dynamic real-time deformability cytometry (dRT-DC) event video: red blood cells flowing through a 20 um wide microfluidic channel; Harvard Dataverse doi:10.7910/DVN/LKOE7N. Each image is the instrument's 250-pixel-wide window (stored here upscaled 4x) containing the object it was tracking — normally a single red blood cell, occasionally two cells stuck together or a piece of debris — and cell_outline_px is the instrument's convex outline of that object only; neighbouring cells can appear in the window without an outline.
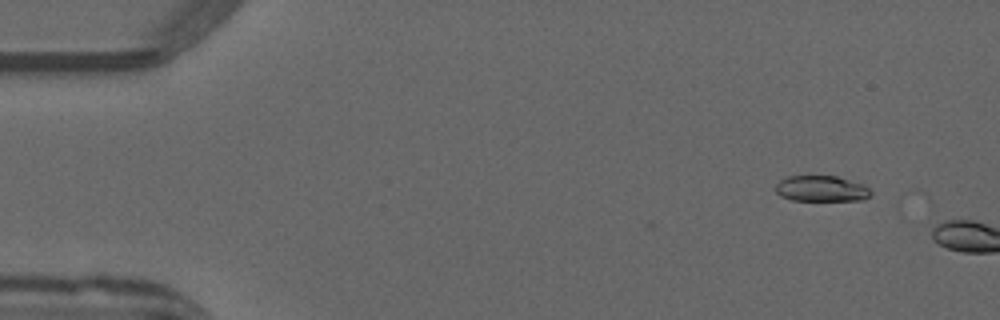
{"species": "common noctule bat (a hibernating species)", "species_latin": "Nyctalus noctula", "temperature_condition": "warm", "stored_images_in_passage": 5, "camera_frame_rate_fps": 3000, "um_per_image_px": 0.085, "animal": {"sex": "male", "forearm_length_mm": 52.5}, "frame": {"image": 1, "passage_image": 4, "time_ms": 1.0, "image_size_px": [1000, 320], "cell_outline_px": [[872, 192], [864, 200], [792, 200], [780, 196], [776, 192], [776, 184], [780, 180], [788, 176], [836, 176], [864, 184]], "centroid_in_image_um": [69.81, 16.03], "position_along_channel_um": 15.2, "area_um2": 14.28}}